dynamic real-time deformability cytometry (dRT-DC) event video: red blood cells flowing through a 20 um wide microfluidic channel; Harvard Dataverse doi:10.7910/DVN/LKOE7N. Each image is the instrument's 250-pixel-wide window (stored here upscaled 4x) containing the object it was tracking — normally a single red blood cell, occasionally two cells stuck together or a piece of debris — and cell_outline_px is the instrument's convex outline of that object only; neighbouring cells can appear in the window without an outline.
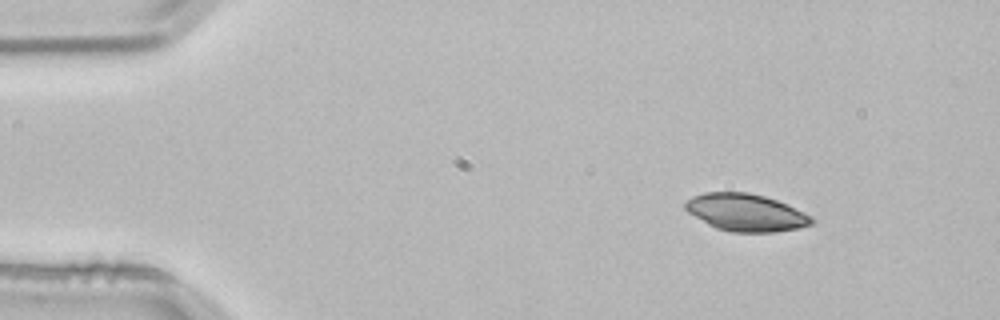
{"species": "common noctule bat (a hibernating species)", "species_latin": "Nyctalus noctula", "temperature_condition": "room temperature", "stored_images_in_passage": 4, "segment_of_instrument_passage": [2, 2], "camera_frame_rate_fps": 3000, "um_per_image_px": 0.085, "animal": {"sex": "male", "body_mass_g": 21.5, "forearm_length_mm": 52.0}, "frame": {"image": 1, "passage_image": 4, "time_ms": 1.0, "image_size_px": [1000, 320], "cell_outline_px": [[816, 220], [812, 224], [800, 228], [776, 232], [732, 232], [716, 228], [708, 224], [688, 212], [684, 208], [684, 204], [692, 196], [704, 192], [748, 192], [764, 196], [788, 204], [812, 216]], "centroid_in_image_um": [63.43, 18.06], "position_along_channel_um": 21.6, "area_um2": 27.63}}